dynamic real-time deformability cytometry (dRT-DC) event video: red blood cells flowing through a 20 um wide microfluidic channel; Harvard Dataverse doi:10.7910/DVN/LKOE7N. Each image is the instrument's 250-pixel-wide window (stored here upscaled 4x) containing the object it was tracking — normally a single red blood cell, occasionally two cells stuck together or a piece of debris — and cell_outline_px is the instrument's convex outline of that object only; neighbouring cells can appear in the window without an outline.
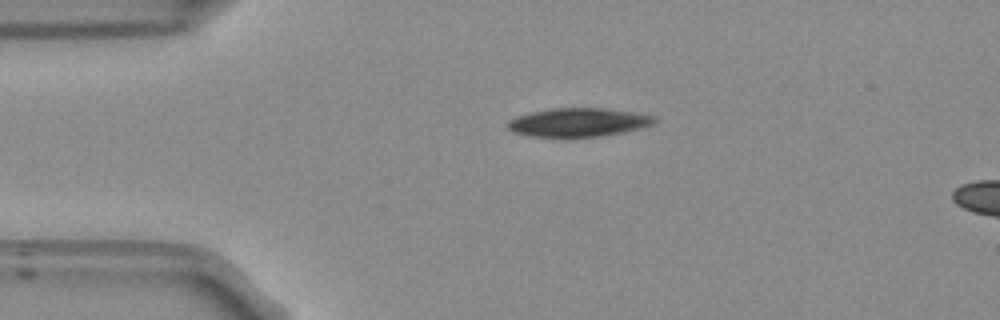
{"species": "Egyptian fruit bat (a non-hibernating species)", "species_latin": "Rousettus aegyptiacus", "temperature_condition": "room temperature", "stored_images_in_passage": 44, "segment_of_instrument_passage": [1, 2], "camera_frame_rate_fps": 3000, "um_per_image_px": 0.085, "frame": {"image": 1, "passage_image": 1, "time_ms": 0.0, "image_size_px": [1000, 320], "cell_outline_px": [[656, 124], [640, 128], [620, 132], [596, 136], [532, 136], [512, 132], [508, 128], [508, 120], [516, 116], [532, 112], [552, 108], [604, 108], [632, 112], [656, 116]], "centroid_in_image_um": [49.16, 10.38], "position_along_channel_um": 35.8, "area_um2": 24.1}}
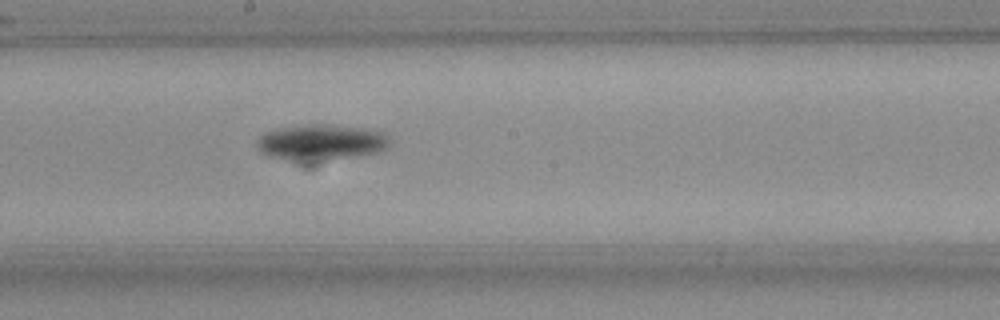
{"frame": {"image": 2, "passage_image": 18, "time_ms": 5.667, "image_size_px": [1000, 320], "cell_outline_px": [[388, 144], [380, 152], [308, 164], [304, 164], [268, 156], [260, 152], [256, 148], [256, 140], [264, 132], [276, 128], [296, 124], [332, 124], [364, 128], [384, 132], [388, 136]], "centroid_in_image_um": [27.2, 12.12], "position_along_channel_um": 221.0, "area_um2": 28.96}}
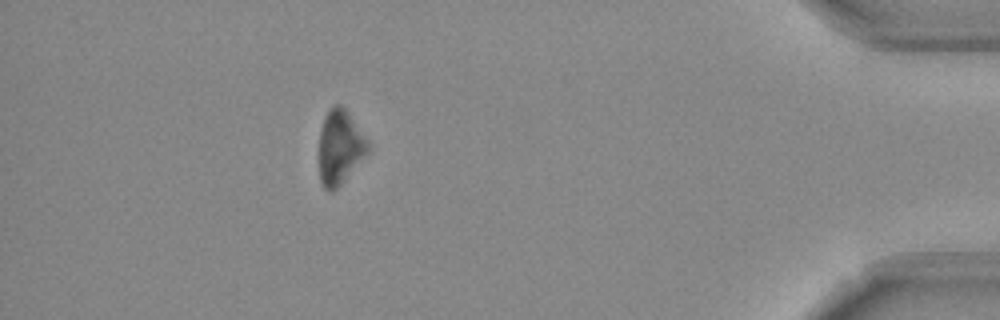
{"frame": {"image": 3, "passage_image": 37, "time_ms": 12.0, "image_size_px": [1000, 320], "cell_outline_px": [[372, 152], [332, 192], [324, 188], [320, 180], [320, 132], [324, 116], [336, 104], [340, 104], [348, 112], [372, 144]], "centroid_in_image_um": [28.97, 12.52], "position_along_channel_um": 406.2, "area_um2": 21.44}}